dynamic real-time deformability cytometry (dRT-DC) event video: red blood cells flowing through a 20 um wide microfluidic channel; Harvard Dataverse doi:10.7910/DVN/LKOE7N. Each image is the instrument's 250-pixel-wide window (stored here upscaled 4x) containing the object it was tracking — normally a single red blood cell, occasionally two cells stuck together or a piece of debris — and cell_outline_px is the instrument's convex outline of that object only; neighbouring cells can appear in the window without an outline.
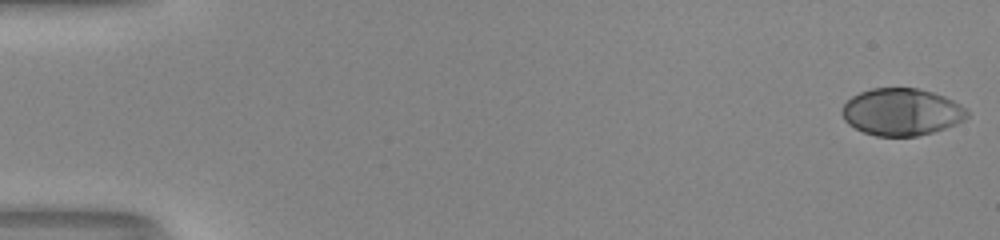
{"species": "human", "species_latin": "Homo sapiens", "temperature_condition": "room temperature", "stored_images_in_passage": 52, "camera_frame_rate_fps": 3000, "um_per_image_px": 0.085, "donor": {"sex": "male"}, "frame": {"image": 1, "passage_image": 1, "time_ms": 0.0, "image_size_px": [1000, 240], "cell_outline_px": [[968, 116], [964, 120], [956, 124], [932, 132], [916, 136], [876, 136], [864, 132], [848, 124], [844, 120], [840, 112], [840, 108], [852, 96], [860, 92], [872, 88], [916, 88], [932, 92], [944, 96], [960, 104], [968, 112]], "centroid_in_image_um": [76.6, 9.51], "position_along_channel_um": 8.4, "area_um2": 34.33}}
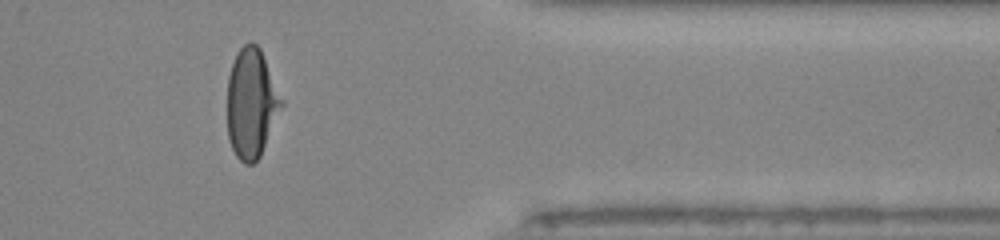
{"frame": {"image": 2, "passage_image": 43, "time_ms": 14.0, "image_size_px": [1000, 240], "cell_outline_px": [[284, 104], [260, 156], [252, 164], [244, 164], [236, 156], [228, 140], [228, 76], [236, 52], [244, 44], [252, 40], [260, 48], [284, 100]], "centroid_in_image_um": [21.38, 8.76], "position_along_channel_um": 390.0, "area_um2": 34.8}}
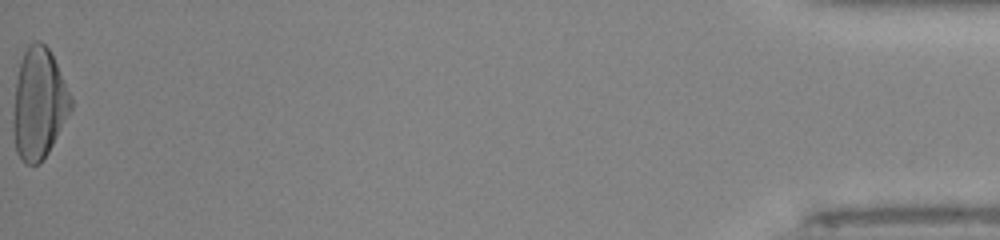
{"frame": {"image": 3, "passage_image": 52, "time_ms": 17.0, "image_size_px": [1000, 240], "cell_outline_px": [[72, 108], [48, 152], [40, 164], [24, 164], [20, 160], [16, 152], [12, 128], [12, 120], [16, 80], [20, 60], [28, 44], [36, 40], [40, 40], [48, 48], [72, 96]], "centroid_in_image_um": [3.28, 8.83], "position_along_channel_um": 431.9, "area_um2": 37.34}, "authors_computed_cell_mechanics": {"area_um2": 34.4199, "velocity_mm_per_s": 4.1442, "shape_relaxation_time_tau1_ms": 3.8025, "shape_relaxation_time_tau2_ms": null, "deformation_change_tau1": 0.2207, "deformation_change_tau2": null}}